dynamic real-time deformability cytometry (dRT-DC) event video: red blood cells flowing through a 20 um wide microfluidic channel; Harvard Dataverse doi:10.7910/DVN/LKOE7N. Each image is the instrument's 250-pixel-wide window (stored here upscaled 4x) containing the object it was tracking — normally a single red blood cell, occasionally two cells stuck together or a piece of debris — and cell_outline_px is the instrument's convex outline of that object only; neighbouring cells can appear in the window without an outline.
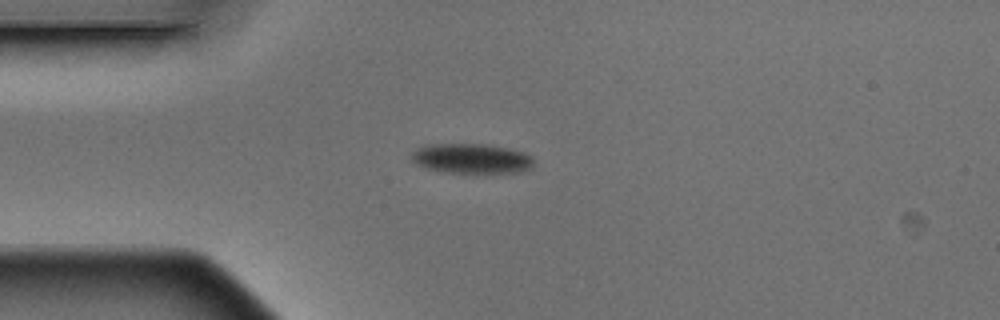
{"species": "Egyptian fruit bat (a non-hibernating species)", "species_latin": "Rousettus aegyptiacus", "temperature_condition": "warm", "stored_images_in_passage": 5, "camera_frame_rate_fps": 3000, "um_per_image_px": 0.085, "animal": {"sex": "male"}, "frame": {"image": 1, "passage_image": 3, "time_ms": 0.667, "image_size_px": [1000, 320], "cell_outline_px": [[532, 168], [524, 172], [440, 172], [416, 164], [412, 160], [412, 152], [416, 148], [428, 144], [488, 144], [508, 148], [524, 152], [532, 156]], "centroid_in_image_um": [40.08, 13.46], "position_along_channel_um": 44.9, "area_um2": 21.27}}
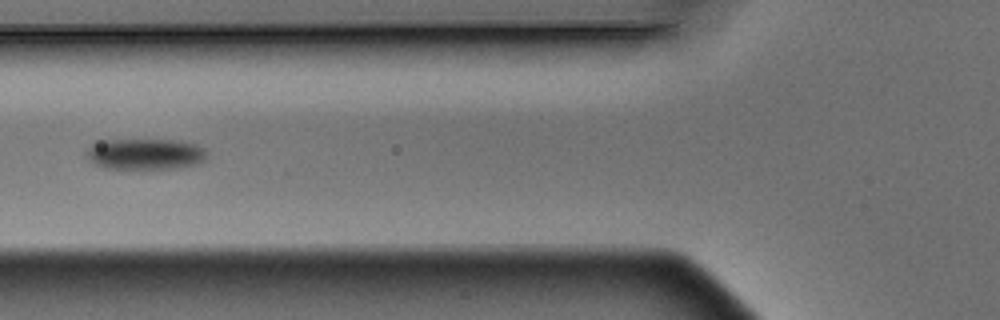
{"frame": {"image": 2, "passage_image": 5, "time_ms": 1.333, "image_size_px": [1000, 320], "cell_outline_px": [[208, 152], [204, 160], [196, 164], [176, 168], [104, 168], [96, 164], [88, 156], [88, 148], [92, 144], [100, 140], [176, 140], [196, 144], [208, 148]], "centroid_in_image_um": [12.41, 13.08], "position_along_channel_um": 113.4, "area_um2": 21.62}}